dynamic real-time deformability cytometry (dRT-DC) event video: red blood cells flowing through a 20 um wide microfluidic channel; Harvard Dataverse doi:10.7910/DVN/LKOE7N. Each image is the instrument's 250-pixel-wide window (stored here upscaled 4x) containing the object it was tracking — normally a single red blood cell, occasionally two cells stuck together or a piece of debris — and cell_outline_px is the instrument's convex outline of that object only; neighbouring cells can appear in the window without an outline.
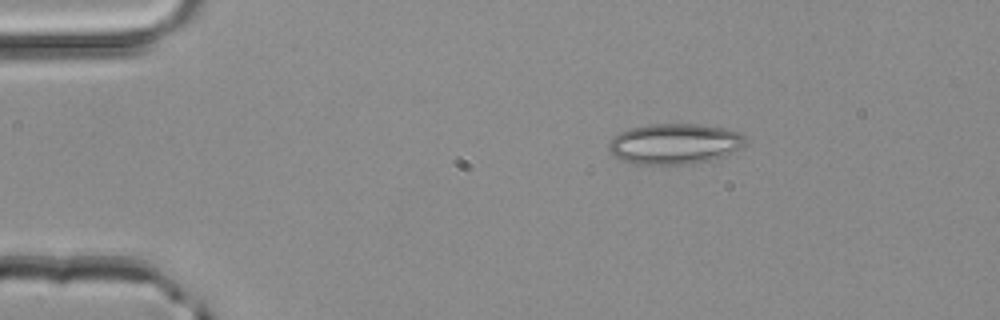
{"species": "common noctule bat (a hibernating species)", "species_latin": "Nyctalus noctula", "temperature_condition": "room temperature", "stored_images_in_passage": 2, "camera_frame_rate_fps": 3000, "um_per_image_px": 0.085, "animal": {"sex": "male", "body_mass_g": 20.4}, "frame": {"image": 1, "passage_image": 1, "time_ms": 0.0, "image_size_px": [1000, 320], "cell_outline_px": [[748, 140], [740, 148], [724, 156], [712, 160], [692, 164], [628, 164], [620, 160], [608, 148], [608, 144], [620, 132], [628, 128], [648, 124], [696, 124], [724, 128], [740, 132]], "centroid_in_image_um": [57.35, 12.23], "position_along_channel_um": 27.7, "area_um2": 32.48}}